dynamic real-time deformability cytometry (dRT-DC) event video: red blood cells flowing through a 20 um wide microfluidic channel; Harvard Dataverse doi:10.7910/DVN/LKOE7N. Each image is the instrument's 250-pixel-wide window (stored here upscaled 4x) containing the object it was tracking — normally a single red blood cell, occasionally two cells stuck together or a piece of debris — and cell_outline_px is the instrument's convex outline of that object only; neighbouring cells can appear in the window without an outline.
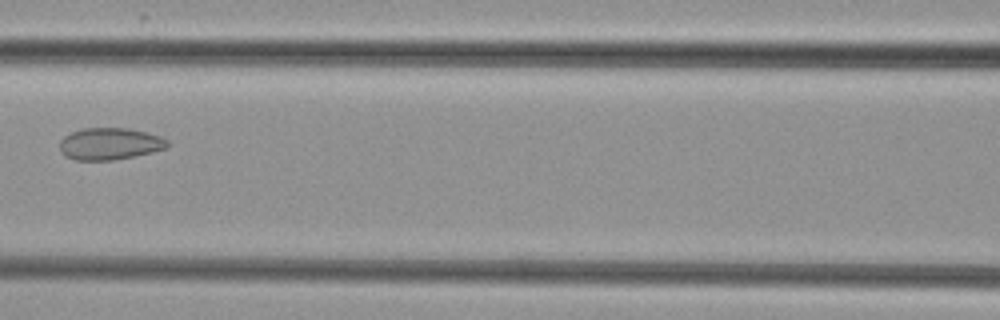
{"species": "common noctule bat (a hibernating species)", "species_latin": "Nyctalus noctula", "temperature_condition": "cold", "stored_images_in_passage": 8, "camera_frame_rate_fps": 3000, "um_per_image_px": 0.085, "animal": {"sex": "female", "body_mass_g": 29.2, "forearm_length_mm": 56.3}, "frame": {"image": 1, "passage_image": 7, "time_ms": 8.0, "image_size_px": [1000, 320], "cell_outline_px": [[168, 144], [164, 148], [152, 152], [112, 160], [76, 160], [64, 156], [60, 152], [60, 140], [64, 136], [80, 128], [128, 128], [160, 136], [168, 140]], "centroid_in_image_um": [9.28, 12.22], "position_along_channel_um": 157.3, "area_um2": 19.94}}
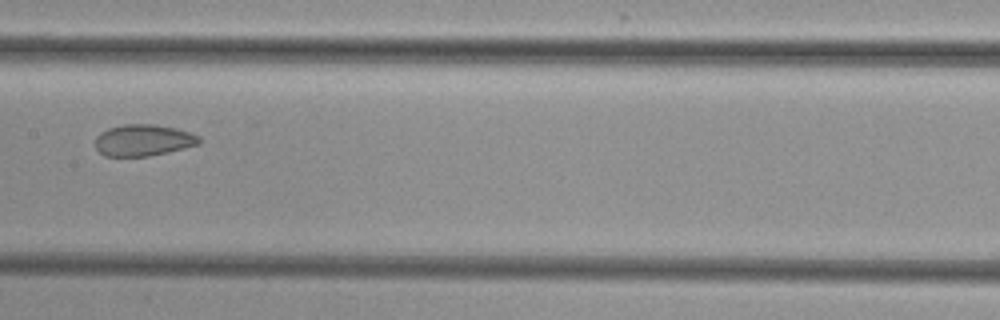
{"frame": {"image": 2, "passage_image": 8, "time_ms": 9.0, "image_size_px": [1000, 320], "cell_outline_px": [[200, 144], [168, 152], [148, 156], [104, 156], [96, 148], [96, 136], [100, 132], [108, 128], [124, 124], [156, 124], [176, 128], [200, 136]], "centroid_in_image_um": [12.18, 11.91], "position_along_channel_um": 195.2, "area_um2": 19.13}}